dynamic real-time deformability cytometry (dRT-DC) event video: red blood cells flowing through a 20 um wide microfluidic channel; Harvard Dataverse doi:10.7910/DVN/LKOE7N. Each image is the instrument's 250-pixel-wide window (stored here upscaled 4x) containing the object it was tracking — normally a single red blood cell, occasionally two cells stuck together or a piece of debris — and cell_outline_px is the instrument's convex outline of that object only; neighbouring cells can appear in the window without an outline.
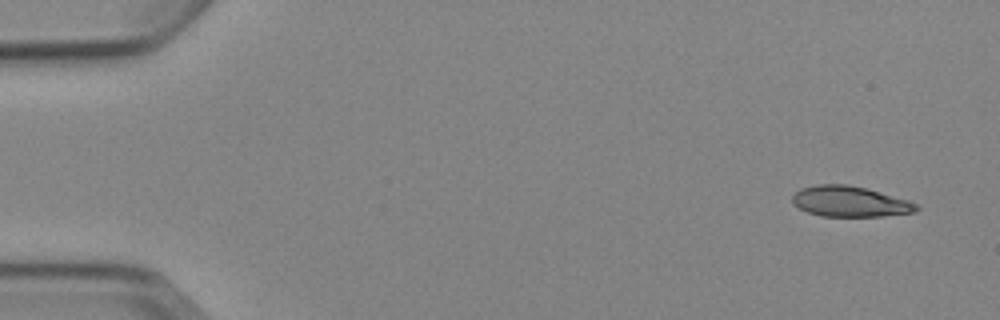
{"species": "Egyptian fruit bat (a non-hibernating species)", "species_latin": "Rousettus aegyptiacus", "temperature_condition": "cold", "stored_images_in_passage": 4, "camera_frame_rate_fps": 3000, "um_per_image_px": 0.085, "animal": {"sex": "female"}, "frame": {"image": 1, "passage_image": 1, "time_ms": 0.0, "image_size_px": [1000, 320], "cell_outline_px": [[920, 208], [916, 212], [880, 216], [820, 216], [808, 212], [792, 204], [792, 196], [800, 188], [816, 184], [848, 184], [864, 188], [908, 200], [916, 204]], "centroid_in_image_um": [72.21, 17.13], "position_along_channel_um": 12.8, "area_um2": 22.02}}
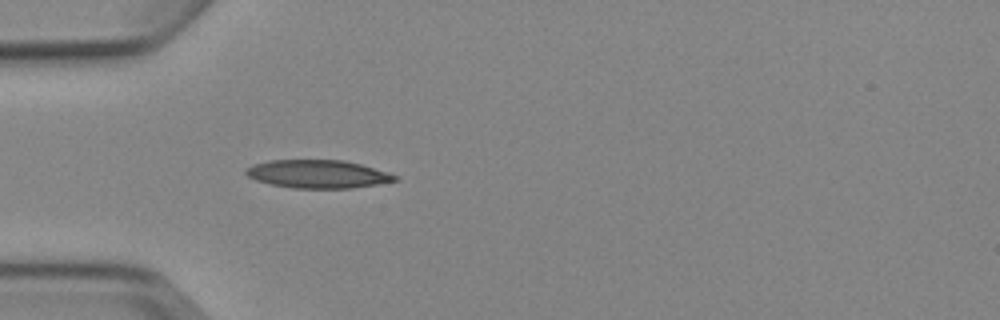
{"frame": {"image": 2, "passage_image": 4, "time_ms": 4.333, "image_size_px": [1000, 320], "cell_outline_px": [[400, 176], [396, 180], [376, 184], [352, 188], [292, 188], [272, 184], [256, 180], [248, 176], [244, 172], [244, 168], [252, 164], [268, 160], [344, 160], [360, 164], [388, 172]], "centroid_in_image_um": [26.98, 14.78], "position_along_channel_um": 58.0, "area_um2": 24.45}}